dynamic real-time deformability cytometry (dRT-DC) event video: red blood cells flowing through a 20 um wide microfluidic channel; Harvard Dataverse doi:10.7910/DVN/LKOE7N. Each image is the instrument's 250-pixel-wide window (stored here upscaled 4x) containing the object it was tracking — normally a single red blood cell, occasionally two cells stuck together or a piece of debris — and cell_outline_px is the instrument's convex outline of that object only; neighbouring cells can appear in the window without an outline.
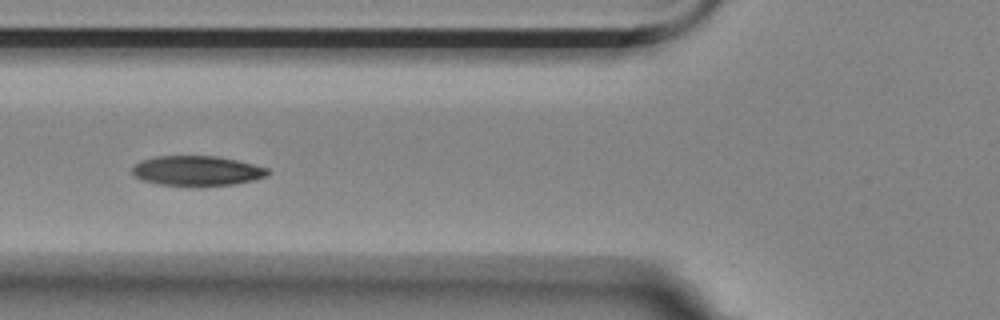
{"species": "Egyptian fruit bat (a non-hibernating species)", "species_latin": "Rousettus aegyptiacus", "temperature_condition": "room temperature", "stored_images_in_passage": 8, "camera_frame_rate_fps": 3000, "um_per_image_px": 0.085, "animal": {"sex": "female"}, "frame": {"image": 1, "passage_image": 7, "time_ms": 2.0, "image_size_px": [1000, 320], "cell_outline_px": [[268, 172], [264, 176], [252, 180], [232, 184], [156, 184], [144, 180], [136, 176], [132, 172], [132, 168], [140, 160], [156, 156], [216, 156], [236, 160], [268, 168]], "centroid_in_image_um": [16.7, 14.48], "position_along_channel_um": 109.1, "area_um2": 22.77}}
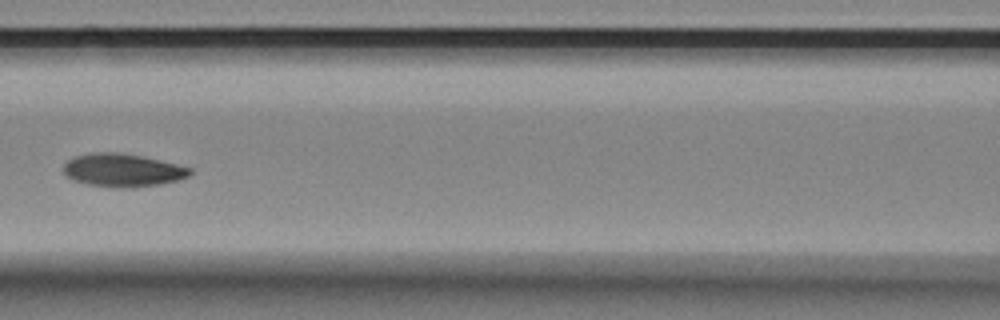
{"frame": {"image": 2, "passage_image": 8, "time_ms": 2.333, "image_size_px": [1000, 320], "cell_outline_px": [[192, 172], [188, 176], [180, 180], [160, 184], [132, 188], [112, 188], [88, 184], [72, 180], [64, 172], [64, 164], [68, 160], [76, 156], [92, 152], [120, 152], [144, 156], [192, 168]], "centroid_in_image_um": [10.44, 14.47], "position_along_channel_um": 156.2, "area_um2": 24.62}}